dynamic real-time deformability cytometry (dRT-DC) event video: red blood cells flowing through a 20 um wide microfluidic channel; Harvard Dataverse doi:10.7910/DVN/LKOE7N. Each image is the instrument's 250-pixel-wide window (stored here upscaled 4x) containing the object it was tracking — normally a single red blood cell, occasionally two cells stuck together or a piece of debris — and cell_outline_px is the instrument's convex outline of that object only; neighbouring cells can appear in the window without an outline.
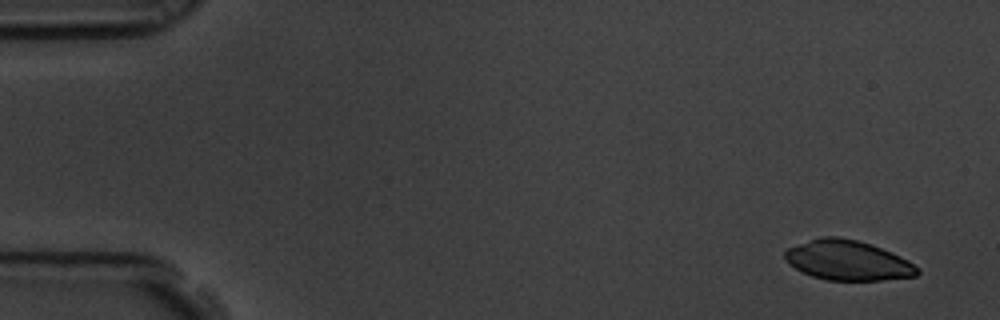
{"species": "common noctule bat (a hibernating species)", "species_latin": "Nyctalus noctula", "temperature_condition": "room temperature", "stored_images_in_passage": 6, "segment_of_instrument_passage": [1, 2], "camera_frame_rate_fps": 3000, "um_per_image_px": 0.085, "animal": {"sex": "male", "body_mass_g": 19.5, "forearm_length_mm": 54.6}, "frame": {"image": 1, "passage_image": 1, "time_ms": 0.0, "image_size_px": [1000, 320], "cell_outline_px": [[920, 272], [916, 276], [880, 280], [828, 280], [812, 276], [788, 264], [784, 260], [784, 252], [788, 248], [820, 236], [836, 236], [856, 240], [872, 244], [892, 252], [908, 260], [920, 268]], "centroid_in_image_um": [72.07, 22.12], "position_along_channel_um": 12.9, "area_um2": 30.81}}